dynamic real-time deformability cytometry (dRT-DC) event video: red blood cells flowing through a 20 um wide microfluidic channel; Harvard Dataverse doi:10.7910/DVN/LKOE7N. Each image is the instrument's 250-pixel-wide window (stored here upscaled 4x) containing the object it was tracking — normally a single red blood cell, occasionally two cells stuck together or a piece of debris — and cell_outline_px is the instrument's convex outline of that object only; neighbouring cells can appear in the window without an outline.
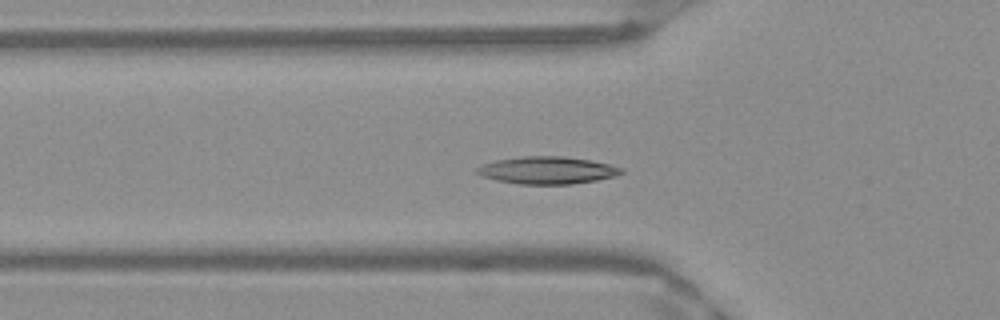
{"species": "Egyptian fruit bat (a non-hibernating species)", "species_latin": "Rousettus aegyptiacus", "temperature_condition": "warm", "stored_images_in_passage": 38, "camera_frame_rate_fps": 3000, "um_per_image_px": 0.085, "frame": {"image": 1, "passage_image": 3, "time_ms": 0.667, "image_size_px": [1000, 320], "cell_outline_px": [[624, 172], [616, 176], [596, 180], [572, 184], [520, 184], [496, 180], [484, 176], [476, 172], [476, 168], [484, 164], [496, 160], [520, 156], [560, 156], [592, 160], [624, 168]], "centroid_in_image_um": [46.55, 14.47], "position_along_channel_um": 79.2, "area_um2": 22.95}}
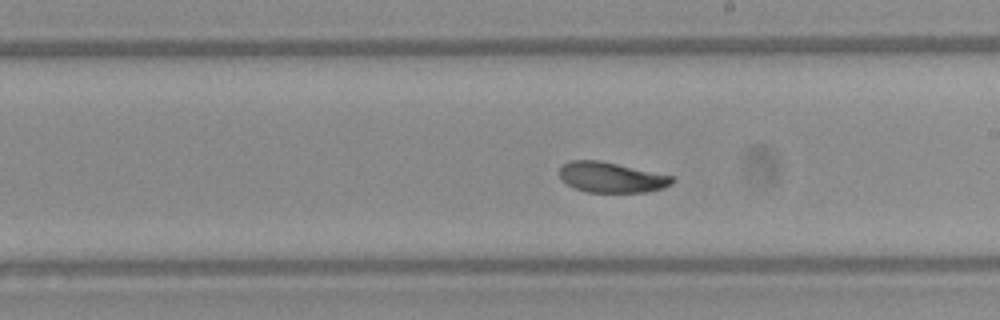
{"frame": {"image": 2, "passage_image": 15, "time_ms": 4.667, "image_size_px": [1000, 320], "cell_outline_px": [[676, 180], [672, 184], [664, 188], [648, 192], [588, 192], [576, 188], [560, 180], [560, 168], [568, 160], [596, 160], [676, 176]], "centroid_in_image_um": [52.02, 15.08], "position_along_channel_um": 237.0, "area_um2": 20.0}}
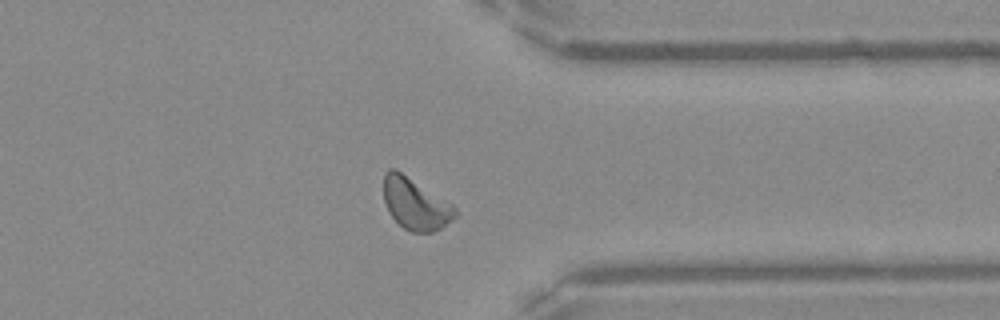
{"frame": {"image": 3, "passage_image": 26, "time_ms": 8.333, "image_size_px": [1000, 320], "cell_outline_px": [[460, 216], [440, 228], [432, 232], [412, 232], [404, 228], [388, 212], [384, 200], [384, 172], [388, 168], [396, 168], [452, 204], [460, 212]], "centroid_in_image_um": [35.33, 17.32], "position_along_channel_um": 376.1, "area_um2": 21.68}, "authors_computed_cell_mechanics": {"area_um2": 20.9525, "velocity_mm_per_s": 3.923, "shape_relaxation_time_tau1_ms": 8.6239, "shape_relaxation_time_tau2_ms": 4.6238, "deformation_change_tau1": 0.207, "deformation_change_tau2": 0.0917}}